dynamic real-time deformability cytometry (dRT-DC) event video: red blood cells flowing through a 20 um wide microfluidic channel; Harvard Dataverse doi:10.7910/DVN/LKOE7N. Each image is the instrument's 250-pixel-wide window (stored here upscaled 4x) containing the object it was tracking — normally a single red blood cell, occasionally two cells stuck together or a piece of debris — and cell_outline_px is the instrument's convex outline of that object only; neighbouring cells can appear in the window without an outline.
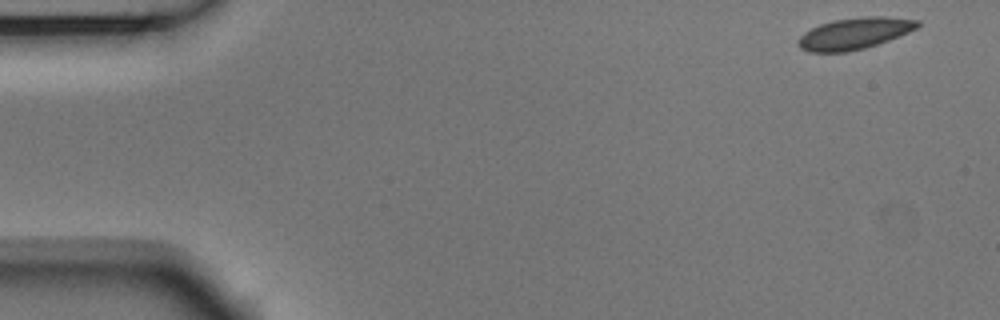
{"species": "Egyptian fruit bat (a non-hibernating species)", "species_latin": "Rousettus aegyptiacus", "temperature_condition": "room temperature", "stored_images_in_passage": 35, "camera_frame_rate_fps": 3000, "um_per_image_px": 0.085, "animal": {"sex": "male"}, "frame": {"image": 1, "passage_image": 1, "time_ms": 0.0, "image_size_px": [1000, 320], "cell_outline_px": [[920, 24], [916, 28], [908, 32], [888, 40], [864, 48], [848, 52], [808, 52], [800, 48], [796, 44], [796, 40], [804, 32], [820, 24], [832, 20], [860, 16], [884, 16], [920, 20]], "centroid_in_image_um": [72.59, 2.84], "position_along_channel_um": 12.4, "area_um2": 22.02}}
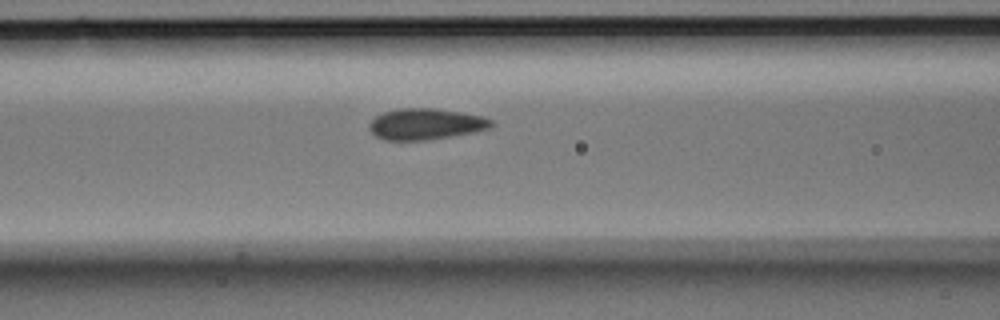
{"frame": {"image": 2, "passage_image": 20, "time_ms": 6.333, "image_size_px": [1000, 320], "cell_outline_px": [[496, 124], [492, 128], [472, 132], [428, 140], [384, 140], [376, 136], [368, 128], [368, 124], [376, 116], [384, 112], [396, 108], [436, 108], [484, 116], [492, 120]], "centroid_in_image_um": [36.2, 10.54], "position_along_channel_um": 130.4, "area_um2": 22.31}}
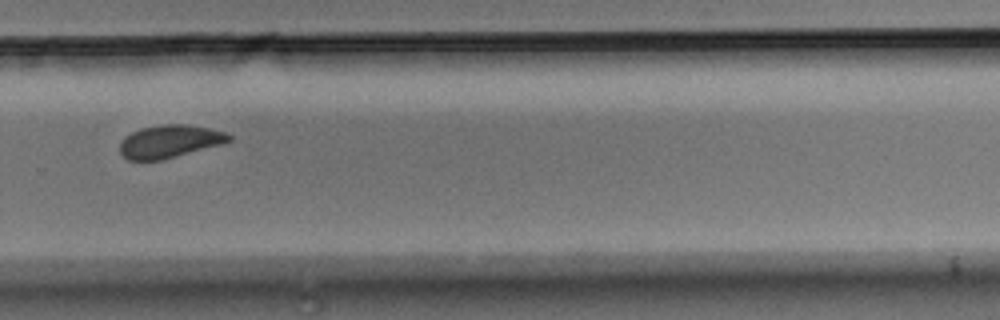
{"frame": {"image": 3, "passage_image": 35, "time_ms": 11.333, "image_size_px": [1000, 320], "cell_outline_px": [[232, 140], [224, 144], [160, 160], [128, 160], [120, 152], [120, 140], [124, 136], [140, 128], [164, 124], [188, 124], [208, 128], [224, 132], [232, 136]], "centroid_in_image_um": [14.42, 12.01], "position_along_channel_um": 315.4, "area_um2": 20.92}}